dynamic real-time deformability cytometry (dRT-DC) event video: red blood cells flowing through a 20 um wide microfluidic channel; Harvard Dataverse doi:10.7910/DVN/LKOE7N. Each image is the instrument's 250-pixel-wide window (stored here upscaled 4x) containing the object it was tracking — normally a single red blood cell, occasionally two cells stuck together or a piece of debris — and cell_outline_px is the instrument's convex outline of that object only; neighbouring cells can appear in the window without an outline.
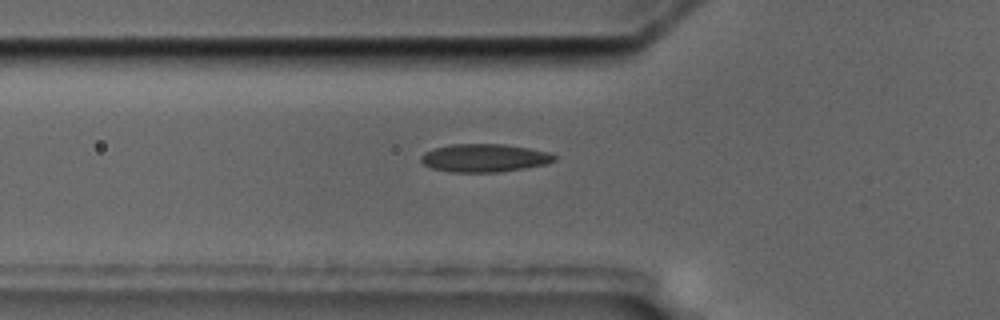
{"species": "common noctule bat (a hibernating species)", "species_latin": "Nyctalus noctula", "temperature_condition": "cold", "stored_images_in_passage": 8, "segment_of_instrument_passage": [2, 2], "camera_frame_rate_fps": 3000, "um_per_image_px": 0.085, "animal": {"sex": "male", "body_mass_g": 17.5, "forearm_length_mm": 52.3}, "frame": {"image": 1, "passage_image": 8, "time_ms": 9.333, "image_size_px": [1000, 320], "cell_outline_px": [[556, 160], [548, 164], [500, 172], [452, 172], [432, 168], [424, 164], [420, 160], [420, 156], [424, 152], [432, 148], [448, 144], [504, 144], [528, 148], [548, 152], [556, 156]], "centroid_in_image_um": [41.15, 13.42], "position_along_channel_um": 84.6, "area_um2": 21.96}}